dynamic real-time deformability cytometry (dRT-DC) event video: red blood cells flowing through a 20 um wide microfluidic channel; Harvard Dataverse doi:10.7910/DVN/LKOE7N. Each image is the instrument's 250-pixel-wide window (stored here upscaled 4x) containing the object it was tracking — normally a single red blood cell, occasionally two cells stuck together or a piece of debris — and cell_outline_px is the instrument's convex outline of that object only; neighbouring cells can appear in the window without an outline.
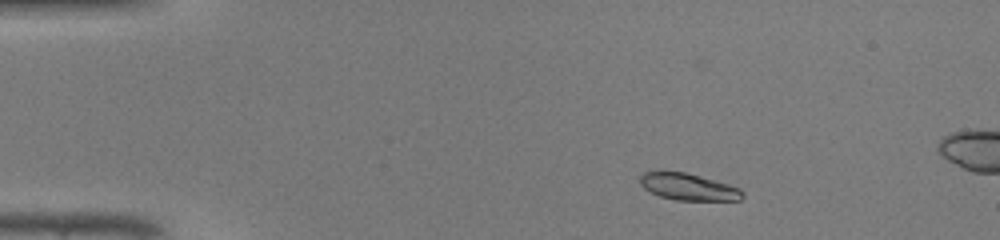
{"species": "common noctule bat (a hibernating species)", "species_latin": "Nyctalus noctula", "temperature_condition": "warm", "stored_images_in_passage": 11, "camera_frame_rate_fps": 3000, "um_per_image_px": 0.085, "animal": {"sex": "male", "body_mass_g": 19.0, "forearm_length_mm": 50.8}, "frame": {"image": 1, "passage_image": 4, "time_ms": 1.0, "image_size_px": [1000, 240], "cell_outline_px": [[744, 196], [740, 200], [676, 200], [660, 196], [644, 188], [640, 184], [640, 176], [644, 172], [660, 168], [664, 168], [684, 172], [728, 184], [740, 188], [744, 192]], "centroid_in_image_um": [58.45, 15.84], "position_along_channel_um": 26.6, "area_um2": 16.36}}